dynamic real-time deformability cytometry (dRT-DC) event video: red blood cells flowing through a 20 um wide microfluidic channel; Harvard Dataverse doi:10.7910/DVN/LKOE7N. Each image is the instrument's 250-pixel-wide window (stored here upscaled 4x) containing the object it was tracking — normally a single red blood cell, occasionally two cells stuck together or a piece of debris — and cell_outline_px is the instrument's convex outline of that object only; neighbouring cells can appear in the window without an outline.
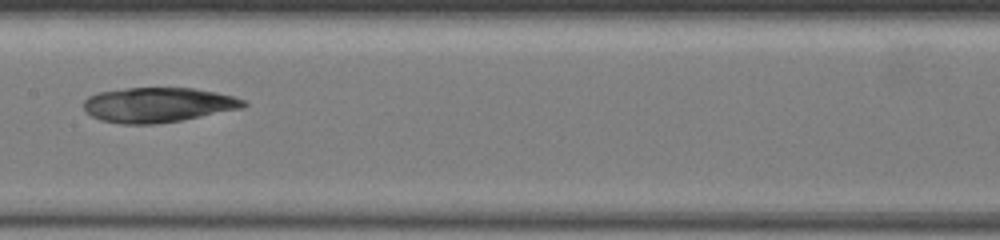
{"species": "common noctule bat (a hibernating species)", "species_latin": "Nyctalus noctula", "temperature_condition": "warm", "stored_images_in_passage": 13, "camera_frame_rate_fps": 3000, "um_per_image_px": 0.085, "animal": {"sex": "female", "body_mass_g": 19.5, "forearm_length_mm": 54.1}, "frame": {"image": 1, "passage_image": 6, "time_ms": 4.667, "image_size_px": [1000, 240], "cell_outline_px": [[248, 104], [244, 108], [180, 120], [156, 124], [120, 124], [100, 120], [92, 116], [84, 108], [84, 100], [88, 96], [100, 92], [124, 88], [192, 88], [216, 92], [232, 96], [244, 100]], "centroid_in_image_um": [13.43, 8.91], "position_along_channel_um": 194.0, "area_um2": 32.37}}
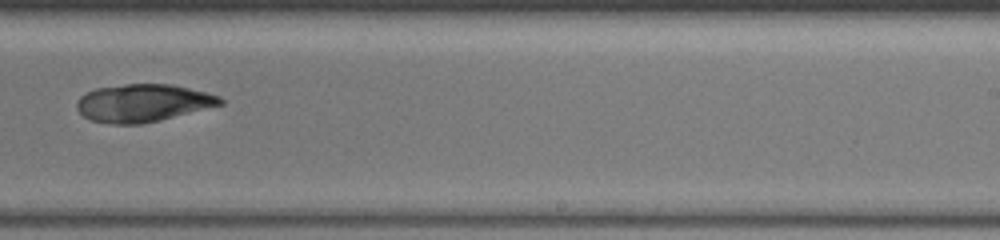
{"frame": {"image": 2, "passage_image": 8, "time_ms": 6.667, "image_size_px": [1000, 240], "cell_outline_px": [[224, 104], [160, 120], [140, 124], [112, 124], [88, 120], [76, 108], [76, 104], [80, 96], [96, 88], [124, 84], [172, 84], [220, 96], [224, 100]], "centroid_in_image_um": [12.14, 8.76], "position_along_channel_um": 276.9, "area_um2": 31.44}}
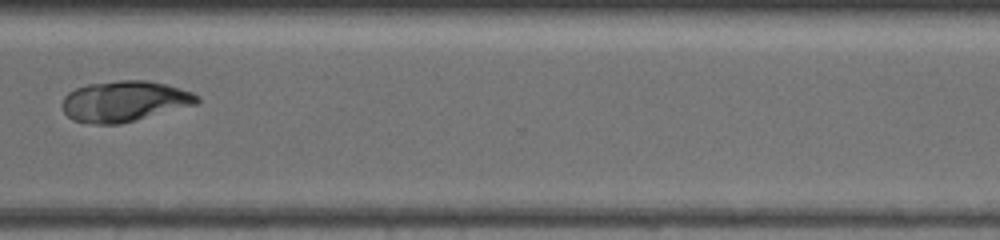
{"frame": {"image": 3, "passage_image": 10, "time_ms": 8.667, "image_size_px": [1000, 240], "cell_outline_px": [[200, 100], [196, 104], [120, 124], [92, 124], [72, 120], [64, 112], [60, 104], [64, 96], [68, 92], [76, 88], [88, 84], [120, 80], [148, 80], [164, 84], [192, 92], [200, 96]], "centroid_in_image_um": [10.53, 8.61], "position_along_channel_um": 360.1, "area_um2": 31.96}}